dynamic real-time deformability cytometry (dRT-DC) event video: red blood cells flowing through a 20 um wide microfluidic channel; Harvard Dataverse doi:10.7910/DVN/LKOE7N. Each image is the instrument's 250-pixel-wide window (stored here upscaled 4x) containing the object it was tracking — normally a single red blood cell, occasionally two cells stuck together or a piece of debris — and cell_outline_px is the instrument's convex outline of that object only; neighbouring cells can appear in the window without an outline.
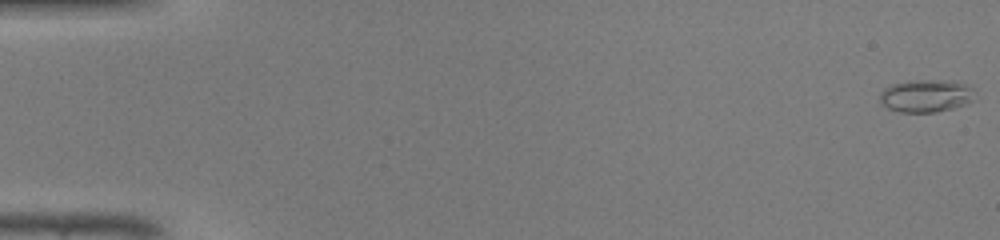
{"species": "common noctule bat (a hibernating species)", "species_latin": "Nyctalus noctula", "temperature_condition": "warm", "stored_images_in_passage": 48, "camera_frame_rate_fps": 3000, "um_per_image_px": 0.085, "animal": {"sex": "male", "body_mass_g": 19.0, "forearm_length_mm": 50.8}, "frame": {"image": 1, "passage_image": 1, "time_ms": 0.0, "image_size_px": [1000, 240], "cell_outline_px": [[976, 92], [972, 100], [964, 104], [952, 108], [936, 112], [900, 112], [888, 108], [880, 104], [880, 92], [884, 88], [892, 84], [912, 80], [952, 80], [964, 84], [972, 88]], "centroid_in_image_um": [78.69, 8.14], "position_along_channel_um": 6.3, "area_um2": 18.15}}
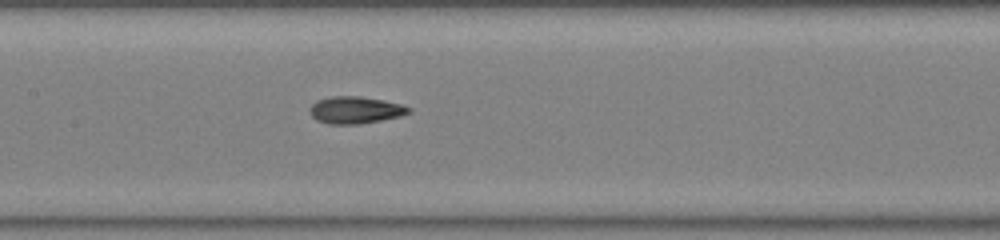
{"frame": {"image": 2, "passage_image": 24, "time_ms": 7.667, "image_size_px": [1000, 240], "cell_outline_px": [[412, 112], [400, 116], [360, 124], [328, 124], [316, 120], [308, 112], [308, 108], [316, 100], [328, 96], [360, 96], [384, 100], [400, 104], [412, 108]], "centroid_in_image_um": [30.17, 9.34], "position_along_channel_um": 177.2, "area_um2": 15.84}}
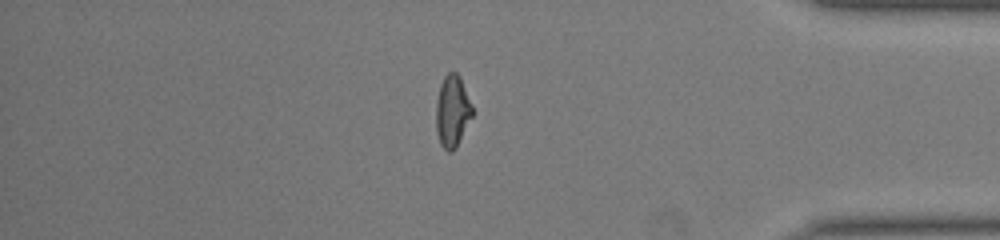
{"frame": {"image": 3, "passage_image": 41, "time_ms": 13.333, "image_size_px": [1000, 240], "cell_outline_px": [[472, 116], [456, 148], [452, 152], [448, 152], [440, 144], [436, 132], [436, 100], [440, 84], [444, 76], [448, 72], [456, 72], [460, 76], [472, 104]], "centroid_in_image_um": [38.44, 9.45], "position_along_channel_um": 396.8, "area_um2": 15.32}, "authors_computed_cell_mechanics": {"area_um2": 15.317, "velocity_mm_per_s": 4.35, "shape_relaxation_time_tau1_ms": 6.3235, "shape_relaxation_time_tau2_ms": 1.4915, "deformation_change_tau1": 0.2374, "deformation_change_tau2": 0.0697}}